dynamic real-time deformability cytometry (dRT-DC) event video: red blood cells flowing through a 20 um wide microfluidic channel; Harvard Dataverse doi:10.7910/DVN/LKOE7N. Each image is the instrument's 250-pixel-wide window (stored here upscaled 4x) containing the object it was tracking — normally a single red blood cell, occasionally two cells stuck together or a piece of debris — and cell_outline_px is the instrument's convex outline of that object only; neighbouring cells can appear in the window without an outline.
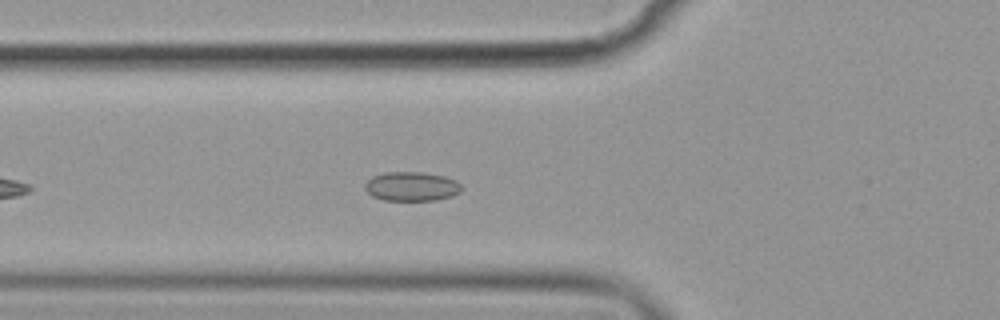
{"species": "common noctule bat (a hibernating species)", "species_latin": "Nyctalus noctula", "temperature_condition": "cold", "stored_images_in_passage": 45, "camera_frame_rate_fps": 3000, "um_per_image_px": 0.085, "animal": {"sex": "female", "body_mass_g": 19.9}, "frame": {"image": 1, "passage_image": 9, "time_ms": 2.667, "image_size_px": [1000, 320], "cell_outline_px": [[460, 192], [452, 196], [436, 200], [384, 200], [372, 196], [364, 188], [364, 184], [372, 176], [384, 172], [420, 172], [444, 176], [456, 180], [460, 184]], "centroid_in_image_um": [34.96, 15.84], "position_along_channel_um": 90.8, "area_um2": 16.42}}
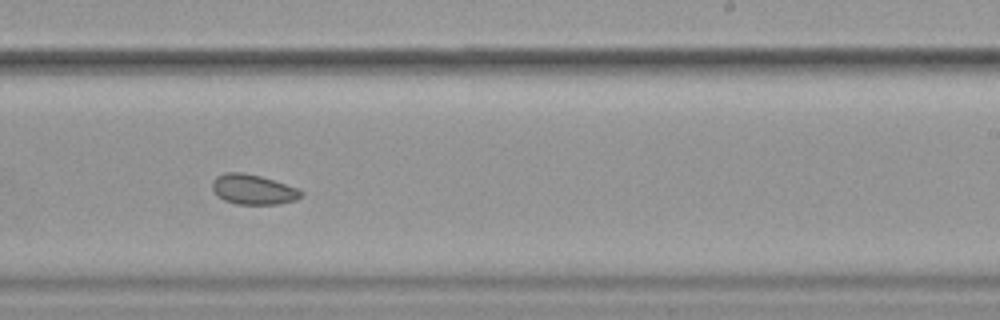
{"frame": {"image": 2, "passage_image": 24, "time_ms": 7.667, "image_size_px": [1000, 320], "cell_outline_px": [[304, 196], [296, 200], [280, 204], [236, 204], [224, 200], [212, 188], [212, 180], [216, 176], [224, 172], [244, 172], [260, 176], [296, 188], [304, 192]], "centroid_in_image_um": [21.53, 16.1], "position_along_channel_um": 267.5, "area_um2": 15.49}}
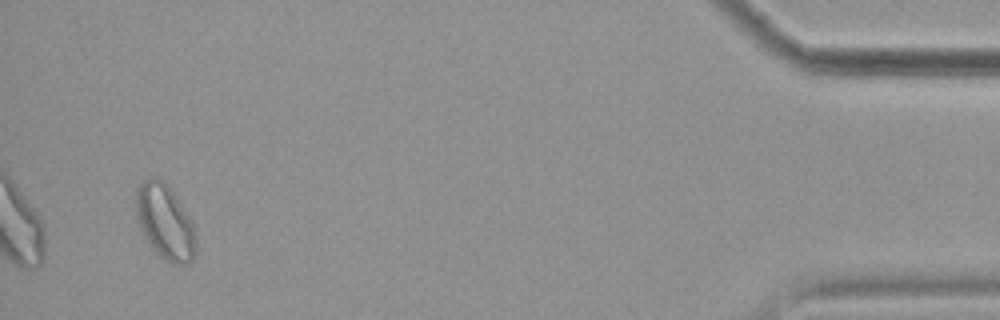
{"frame": {"image": 3, "passage_image": 43, "time_ms": 14.0, "image_size_px": [1000, 320], "cell_outline_px": [[196, 252], [192, 260], [188, 264], [172, 264], [160, 256], [148, 244], [140, 228], [136, 212], [136, 188], [144, 180], [152, 176], [164, 180], [168, 184], [176, 196], [188, 216], [192, 224], [196, 236]], "centroid_in_image_um": [14.02, 18.86], "position_along_channel_um": 421.2, "area_um2": 26.24}, "authors_computed_cell_mechanics": {"area_um2": 16.473, "velocity_mm_per_s": 3.5396, "shape_relaxation_time_tau1_ms": 6.2882, "shape_relaxation_time_tau2_ms": null, "deformation_change_tau1": 0.0496, "deformation_change_tau2": null}}